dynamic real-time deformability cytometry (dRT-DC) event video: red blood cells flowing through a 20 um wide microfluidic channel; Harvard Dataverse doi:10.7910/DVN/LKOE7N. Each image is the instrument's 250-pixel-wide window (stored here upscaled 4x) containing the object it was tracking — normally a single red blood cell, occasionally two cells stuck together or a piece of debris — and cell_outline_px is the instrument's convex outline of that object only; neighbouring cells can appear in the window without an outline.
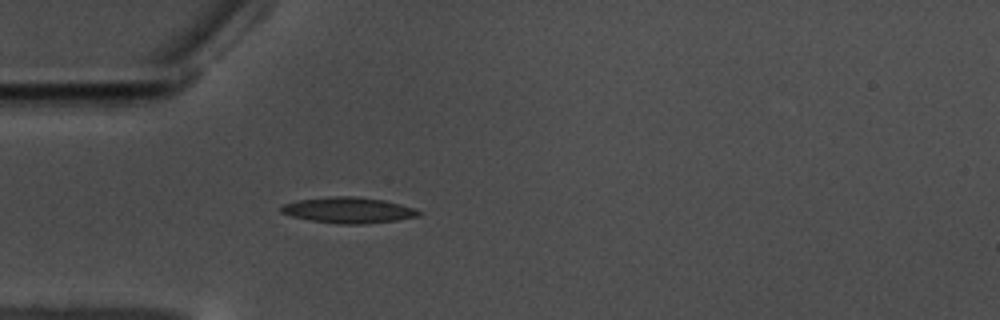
{"species": "common noctule bat (a hibernating species)", "species_latin": "Nyctalus noctula", "temperature_condition": "warm", "stored_images_in_passage": 42, "camera_frame_rate_fps": 3000, "um_per_image_px": 0.085, "animal": {"sex": "male", "body_mass_g": 17.5, "forearm_length_mm": 52.3}, "frame": {"image": 1, "passage_image": 1, "time_ms": 0.0, "image_size_px": [1000, 320], "cell_outline_px": [[424, 212], [420, 216], [396, 220], [364, 224], [340, 224], [312, 220], [292, 216], [280, 212], [280, 208], [284, 204], [296, 200], [328, 196], [352, 196], [384, 200], [400, 204]], "centroid_in_image_um": [29.62, 17.86], "position_along_channel_um": 55.4, "area_um2": 20.69}}
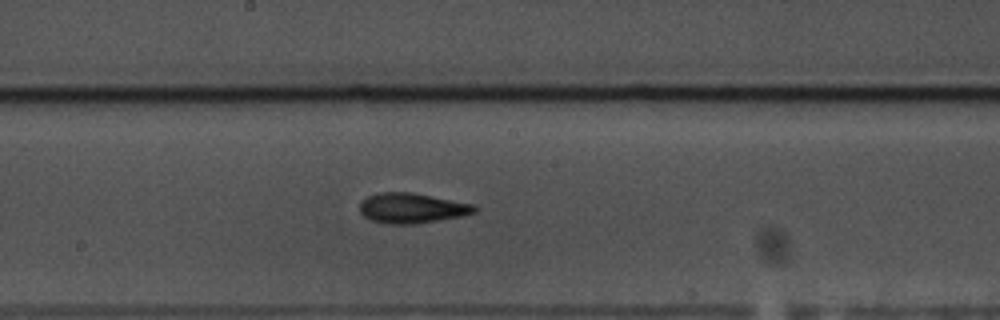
{"frame": {"image": 2, "passage_image": 15, "time_ms": 4.667, "image_size_px": [1000, 320], "cell_outline_px": [[480, 208], [476, 212], [464, 216], [416, 224], [388, 224], [372, 220], [364, 216], [360, 212], [360, 200], [368, 196], [380, 192], [412, 192], [476, 204]], "centroid_in_image_um": [35.07, 17.69], "position_along_channel_um": 213.1, "area_um2": 20.52}}
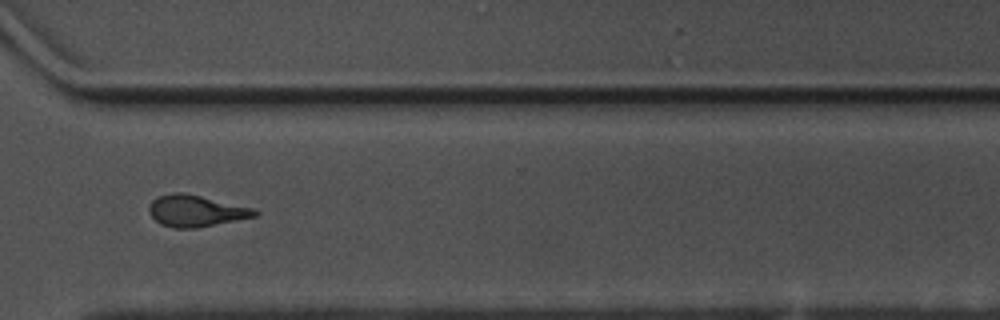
{"frame": {"image": 3, "passage_image": 27, "time_ms": 8.667, "image_size_px": [1000, 320], "cell_outline_px": [[260, 212], [256, 216], [196, 228], [172, 228], [160, 224], [148, 212], [148, 208], [152, 200], [160, 196], [176, 192], [184, 192], [252, 208]], "centroid_in_image_um": [16.62, 17.93], "position_along_channel_um": 354.0, "area_um2": 19.19}, "authors_computed_cell_mechanics": {"area_um2": 19.1607, "velocity_mm_per_s": 3.5132, "shape_relaxation_time_tau1_ms": 5.3595, "shape_relaxation_time_tau2_ms": 3.4275, "deformation_change_tau1": 0.1763, "deformation_change_tau2": 0.1234}}